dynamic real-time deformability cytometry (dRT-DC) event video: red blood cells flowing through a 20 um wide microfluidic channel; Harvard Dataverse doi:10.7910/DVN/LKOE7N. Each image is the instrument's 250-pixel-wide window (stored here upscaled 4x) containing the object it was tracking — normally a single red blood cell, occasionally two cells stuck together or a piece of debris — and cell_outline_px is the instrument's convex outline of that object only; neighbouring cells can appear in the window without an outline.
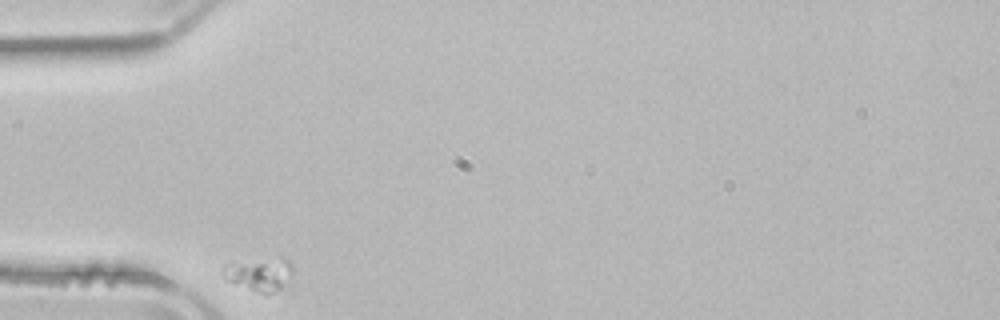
{"species": "common noctule bat (a hibernating species)", "species_latin": "Nyctalus noctula", "temperature_condition": "room temperature", "stored_images_in_passage": 32, "camera_frame_rate_fps": 3000, "um_per_image_px": 0.085, "animal": {"sex": "male", "body_mass_g": 21.5, "forearm_length_mm": 52.0}, "frame": {"image": 1, "passage_image": 1, "time_ms": 0.0, "image_size_px": [1000, 320], "cell_outline_px": [[292, 272], [280, 288], [272, 292], [260, 292], [228, 280], [224, 276], [224, 264], [280, 256], [288, 260], [292, 264]], "centroid_in_image_um": [22.08, 23.24], "position_along_channel_um": 62.9, "area_um2": 12.83}}
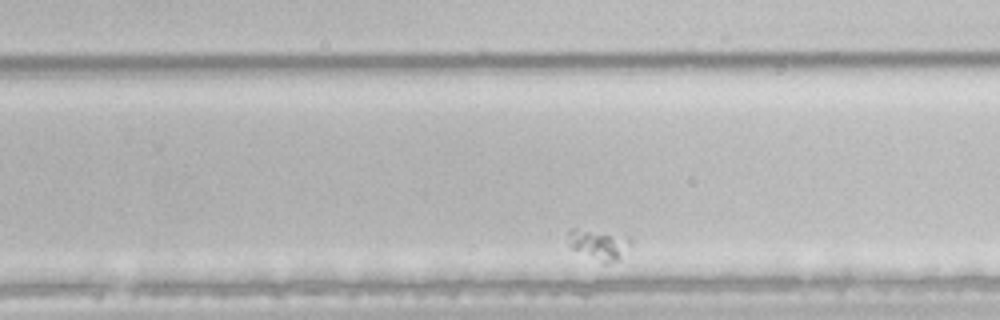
{"frame": {"image": 2, "passage_image": 24, "time_ms": 7.667, "image_size_px": [1000, 320], "cell_outline_px": [[632, 244], [616, 260], [604, 264], [572, 248], [568, 244], [568, 232], [572, 228], [576, 228], [628, 236], [632, 240]], "centroid_in_image_um": [50.9, 20.76], "position_along_channel_um": 278.9, "area_um2": 10.87}}
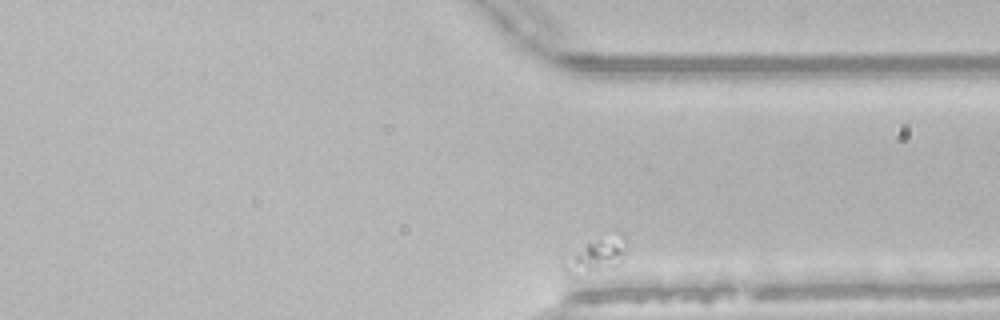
{"frame": {"image": 3, "passage_image": 32, "time_ms": 10.333, "image_size_px": [1000, 320], "cell_outline_px": [[628, 240], [620, 264], [612, 268], [572, 276], [568, 276], [564, 272], [560, 264], [588, 244], [616, 228], [624, 232]], "centroid_in_image_um": [50.8, 21.65], "position_along_channel_um": 360.6, "area_um2": 12.95}}